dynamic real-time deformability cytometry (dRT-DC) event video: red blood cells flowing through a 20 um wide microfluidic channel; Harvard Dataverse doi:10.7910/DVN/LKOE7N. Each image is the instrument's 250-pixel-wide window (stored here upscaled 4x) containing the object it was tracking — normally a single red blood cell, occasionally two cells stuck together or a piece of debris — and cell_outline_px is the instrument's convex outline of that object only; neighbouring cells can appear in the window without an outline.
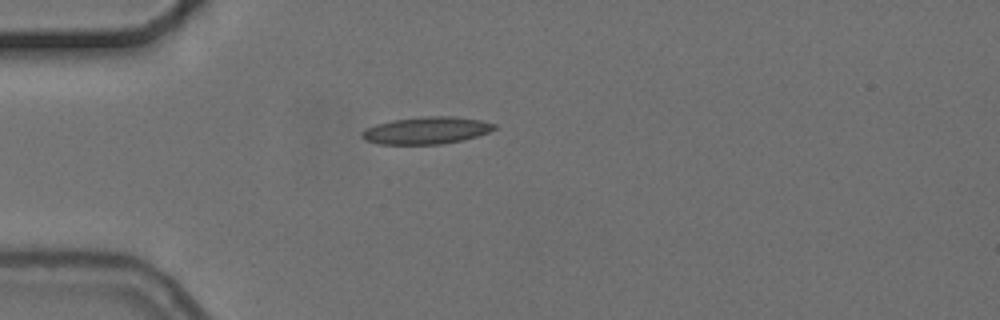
{"species": "common noctule bat (a hibernating species)", "species_latin": "Nyctalus noctula", "temperature_condition": "cold", "stored_images_in_passage": 1, "camera_frame_rate_fps": 3000, "um_per_image_px": 0.085, "animal": {"sex": "female", "body_mass_g": 24.6, "forearm_length_mm": 56.2}, "frame": {"image": 1, "passage_image": 1, "time_ms": 0.0, "image_size_px": [1000, 320], "cell_outline_px": [[496, 128], [488, 132], [464, 140], [444, 144], [376, 144], [364, 140], [360, 136], [360, 132], [364, 128], [376, 124], [392, 120], [428, 116], [452, 116], [480, 120], [496, 124]], "centroid_in_image_um": [36.19, 11.09], "position_along_channel_um": 48.8, "area_um2": 21.1}}